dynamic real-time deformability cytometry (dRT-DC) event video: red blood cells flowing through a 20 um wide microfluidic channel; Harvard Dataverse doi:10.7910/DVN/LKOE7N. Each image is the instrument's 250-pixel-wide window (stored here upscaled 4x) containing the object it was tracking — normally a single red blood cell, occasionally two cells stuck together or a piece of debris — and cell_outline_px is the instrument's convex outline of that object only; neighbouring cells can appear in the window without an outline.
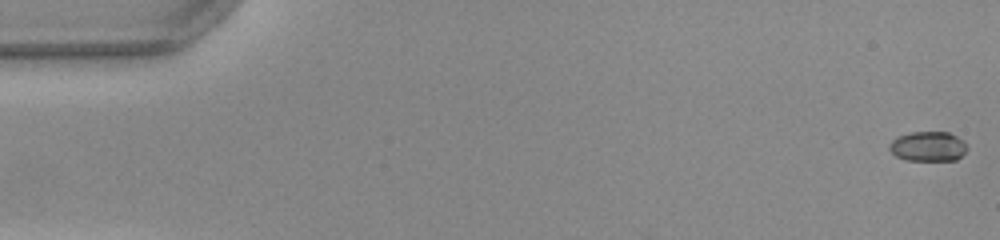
{"species": "common noctule bat (a hibernating species)", "species_latin": "Nyctalus noctula", "temperature_condition": "warm", "stored_images_in_passage": 52, "camera_frame_rate_fps": 3000, "um_per_image_px": 0.085, "animal": {"sex": "female", "body_mass_g": 22.0, "forearm_length_mm": 56.7}, "frame": {"image": 1, "passage_image": 1, "time_ms": 0.0, "image_size_px": [1000, 240], "cell_outline_px": [[968, 148], [956, 160], [904, 160], [896, 156], [888, 148], [888, 144], [896, 136], [912, 132], [948, 132], [956, 136]], "centroid_in_image_um": [78.82, 12.44], "position_along_channel_um": 6.2, "area_um2": 13.41}}
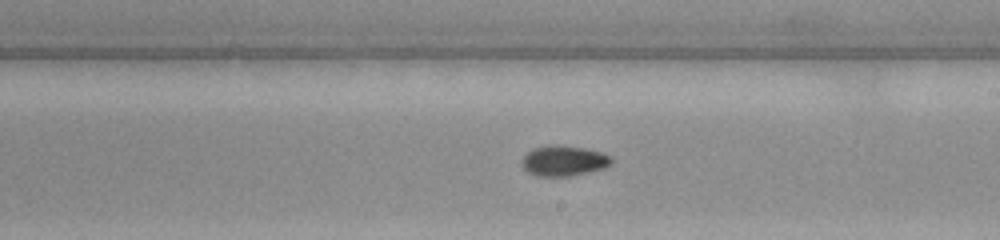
{"frame": {"image": 2, "passage_image": 30, "time_ms": 9.667, "image_size_px": [1000, 240], "cell_outline_px": [[612, 164], [604, 168], [568, 176], [536, 176], [528, 172], [520, 164], [520, 160], [532, 148], [556, 144], [584, 148], [600, 152], [612, 156]], "centroid_in_image_um": [47.9, 13.66], "position_along_channel_um": 241.1, "area_um2": 15.9}}
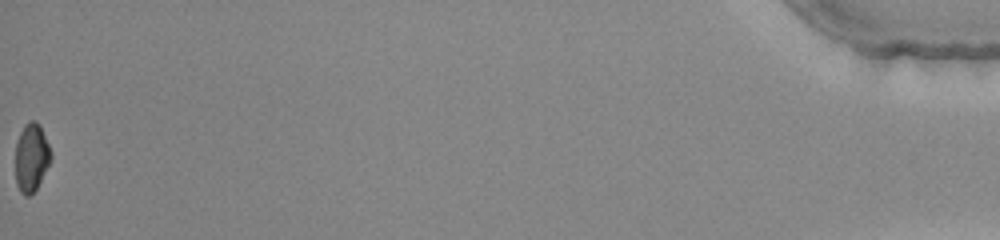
{"frame": {"image": 3, "passage_image": 52, "time_ms": 17.0, "image_size_px": [1000, 240], "cell_outline_px": [[52, 160], [36, 188], [28, 196], [24, 196], [20, 192], [16, 184], [16, 144], [20, 132], [24, 124], [28, 120], [36, 120], [40, 124], [52, 152]], "centroid_in_image_um": [2.68, 13.35], "position_along_channel_um": 432.5, "area_um2": 14.28}, "authors_computed_cell_mechanics": {"area_um2": 14.7101, "velocity_mm_per_s": 4.0211, "shape_relaxation_time_tau1_ms": 7.6342, "shape_relaxation_time_tau2_ms": 3.6088, "deformation_change_tau1": 0.2128, "deformation_change_tau2": 0.0628}}